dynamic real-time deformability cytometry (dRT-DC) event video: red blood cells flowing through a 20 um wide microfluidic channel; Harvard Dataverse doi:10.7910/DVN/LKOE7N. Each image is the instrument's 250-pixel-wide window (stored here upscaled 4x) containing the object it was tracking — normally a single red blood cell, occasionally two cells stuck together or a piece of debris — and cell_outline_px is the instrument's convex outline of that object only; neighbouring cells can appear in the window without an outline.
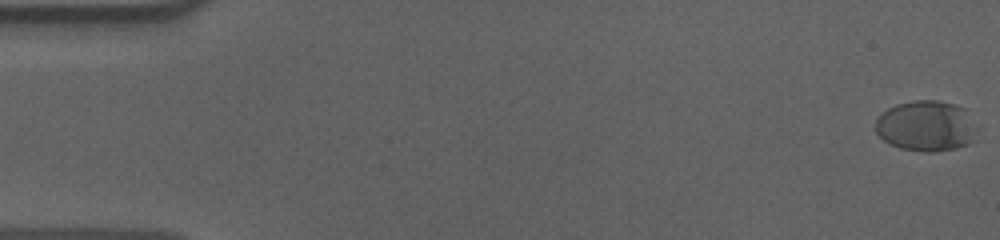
{"species": "human", "species_latin": "Homo sapiens", "temperature_condition": "cold", "stored_images_in_passage": 57, "camera_frame_rate_fps": 3000, "um_per_image_px": 0.085, "donor": {"sex": "male"}, "frame": {"image": 1, "passage_image": 1, "time_ms": 0.0, "image_size_px": [1000, 240], "cell_outline_px": [[980, 128], [976, 140], [968, 144], [952, 148], [932, 152], [928, 152], [900, 148], [888, 144], [876, 132], [876, 120], [888, 108], [896, 104], [916, 100], [936, 100], [952, 104], [964, 108]], "centroid_in_image_um": [78.78, 10.71], "position_along_channel_um": 6.2, "area_um2": 30.17}}
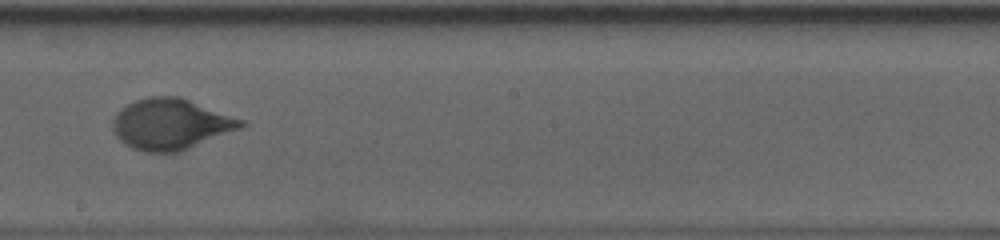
{"frame": {"image": 2, "passage_image": 33, "time_ms": 10.667, "image_size_px": [1000, 240], "cell_outline_px": [[248, 124], [244, 128], [180, 152], [144, 152], [132, 148], [124, 144], [116, 136], [112, 128], [112, 120], [116, 112], [120, 108], [136, 100], [148, 96], [180, 96], [244, 120]], "centroid_in_image_um": [14.53, 10.55], "position_along_channel_um": 233.7, "area_um2": 38.55}}
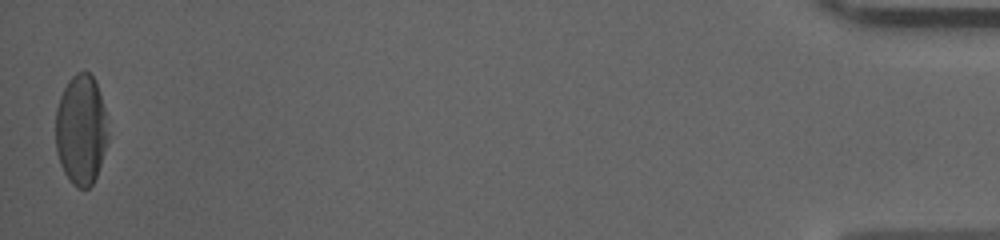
{"frame": {"image": 3, "passage_image": 57, "time_ms": 18.667, "image_size_px": [1000, 240], "cell_outline_px": [[108, 140], [96, 176], [92, 184], [88, 188], [76, 188], [72, 184], [64, 172], [60, 164], [56, 152], [56, 108], [60, 96], [68, 80], [76, 72], [88, 72], [96, 80], [104, 108], [108, 136]], "centroid_in_image_um": [6.87, 11.03], "position_along_channel_um": 428.3, "area_um2": 33.64}, "authors_computed_cell_mechanics": {"area_um2": 35.4892, "velocity_mm_per_s": 3.6084, "shape_relaxation_time_tau1_ms": 4.4472, "shape_relaxation_time_tau2_ms": null, "deformation_change_tau1": 0.1905, "deformation_change_tau2": null}}